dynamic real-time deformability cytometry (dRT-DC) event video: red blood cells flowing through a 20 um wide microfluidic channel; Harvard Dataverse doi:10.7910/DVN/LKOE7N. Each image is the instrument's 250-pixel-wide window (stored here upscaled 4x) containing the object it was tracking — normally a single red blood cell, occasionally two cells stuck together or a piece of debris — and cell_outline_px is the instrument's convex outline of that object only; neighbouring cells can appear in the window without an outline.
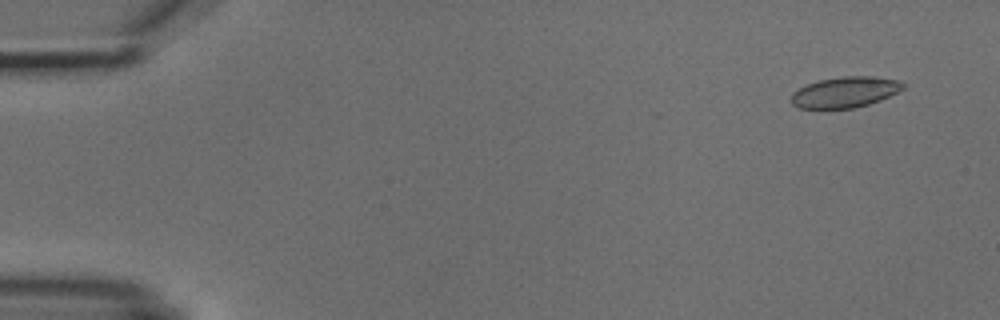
{"species": "common noctule bat (a hibernating species)", "species_latin": "Nyctalus noctula", "temperature_condition": "cold", "stored_images_in_passage": 6, "camera_frame_rate_fps": 3000, "um_per_image_px": 0.085, "animal": {"sex": "male", "body_mass_g": 18.8}, "frame": {"image": 1, "passage_image": 1, "time_ms": 0.0, "image_size_px": [1000, 320], "cell_outline_px": [[908, 84], [904, 88], [880, 100], [868, 104], [852, 108], [800, 108], [792, 104], [788, 100], [792, 92], [808, 84], [820, 80], [840, 76], [872, 76], [896, 80]], "centroid_in_image_um": [71.8, 7.83], "position_along_channel_um": 13.2, "area_um2": 20.0}}
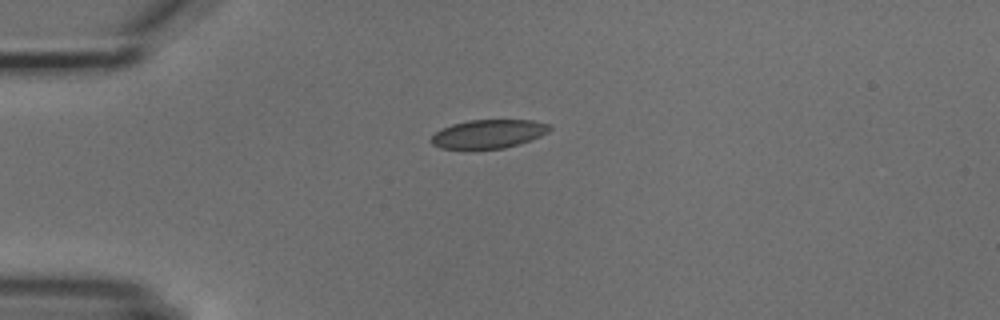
{"frame": {"image": 2, "passage_image": 4, "time_ms": 3.333, "image_size_px": [1000, 320], "cell_outline_px": [[552, 128], [548, 132], [540, 136], [504, 148], [440, 148], [432, 144], [428, 140], [440, 128], [452, 124], [468, 120], [532, 120], [548, 124]], "centroid_in_image_um": [41.47, 11.36], "position_along_channel_um": 43.5, "area_um2": 19.54}}
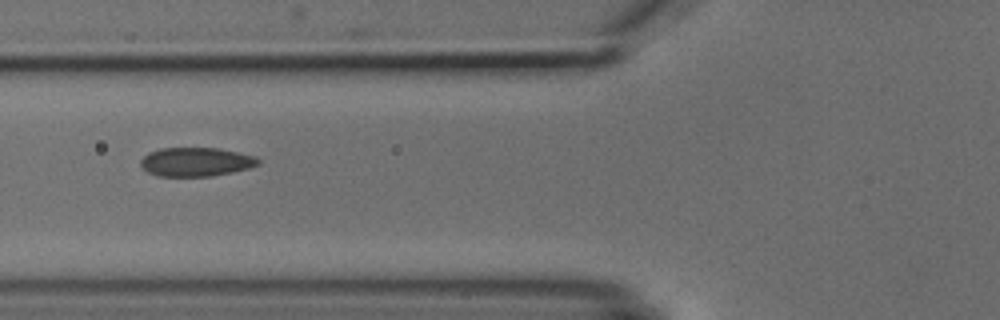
{"frame": {"image": 3, "passage_image": 6, "time_ms": 5.667, "image_size_px": [1000, 320], "cell_outline_px": [[260, 164], [248, 168], [232, 172], [212, 176], [156, 176], [140, 168], [140, 160], [148, 152], [160, 148], [216, 148], [256, 156], [260, 160]], "centroid_in_image_um": [16.62, 13.76], "position_along_channel_um": 109.2, "area_um2": 19.88}}